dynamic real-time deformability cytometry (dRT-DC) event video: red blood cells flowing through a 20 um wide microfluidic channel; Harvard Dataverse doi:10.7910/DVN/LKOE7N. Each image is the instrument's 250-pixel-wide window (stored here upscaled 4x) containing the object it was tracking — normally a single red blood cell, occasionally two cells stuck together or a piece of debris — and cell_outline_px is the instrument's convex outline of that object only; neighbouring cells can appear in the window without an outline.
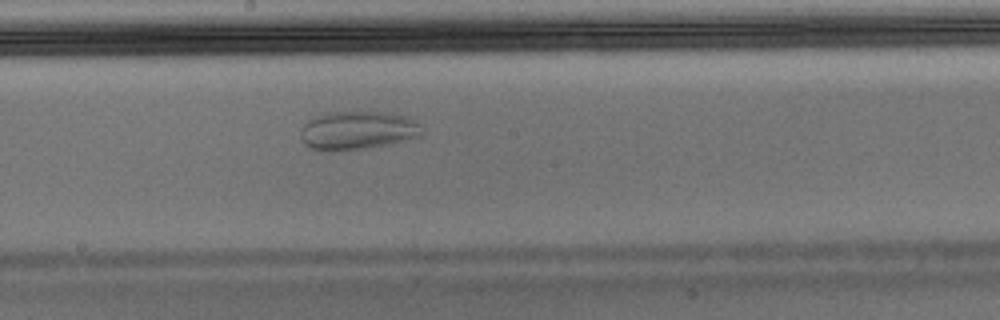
{"species": "Egyptian fruit bat (a non-hibernating species)", "species_latin": "Rousettus aegyptiacus", "temperature_condition": "warm", "stored_images_in_passage": 32, "camera_frame_rate_fps": 3000, "um_per_image_px": 0.085, "animal": {"sex": "male"}, "frame": {"image": 1, "passage_image": 15, "time_ms": 4.667, "image_size_px": [1000, 320], "cell_outline_px": [[424, 132], [420, 136], [388, 144], [368, 148], [312, 148], [304, 144], [300, 136], [300, 132], [304, 124], [308, 120], [316, 116], [328, 112], [392, 112], [408, 116], [416, 120], [420, 124]], "centroid_in_image_um": [30.47, 11.03], "position_along_channel_um": 217.7, "area_um2": 26.76}}
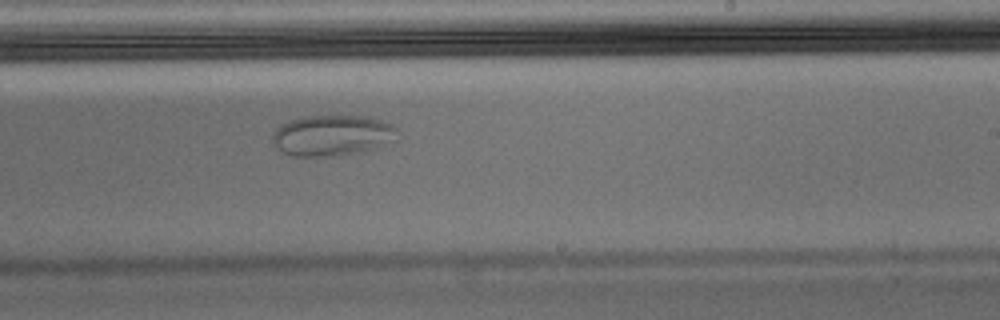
{"frame": {"image": 2, "passage_image": 18, "time_ms": 5.667, "image_size_px": [1000, 320], "cell_outline_px": [[396, 128], [392, 140], [364, 152], [340, 156], [292, 156], [276, 148], [272, 140], [272, 136], [276, 128], [280, 124], [304, 116], [372, 116], [392, 124]], "centroid_in_image_um": [28.2, 11.51], "position_along_channel_um": 260.8, "area_um2": 29.71}}
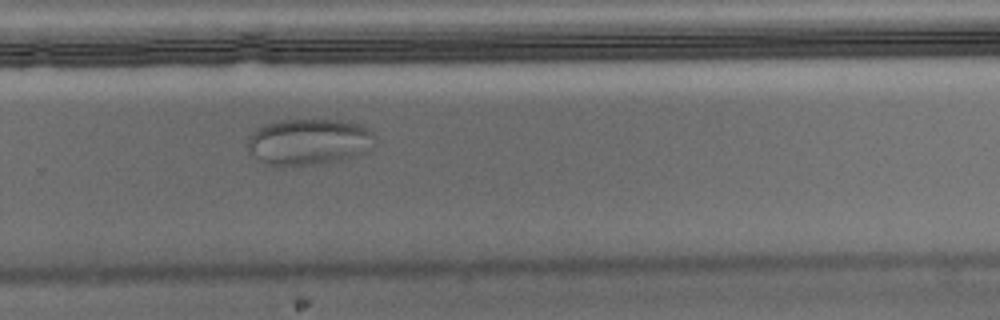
{"frame": {"image": 3, "passage_image": 21, "time_ms": 6.667, "image_size_px": [1000, 320], "cell_outline_px": [[376, 136], [352, 156], [340, 160], [320, 164], [284, 168], [268, 164], [260, 160], [248, 148], [248, 136], [256, 128], [264, 124], [280, 120], [340, 120], [360, 124], [368, 128]], "centroid_in_image_um": [26.13, 12.05], "position_along_channel_um": 303.7, "area_um2": 33.93}}